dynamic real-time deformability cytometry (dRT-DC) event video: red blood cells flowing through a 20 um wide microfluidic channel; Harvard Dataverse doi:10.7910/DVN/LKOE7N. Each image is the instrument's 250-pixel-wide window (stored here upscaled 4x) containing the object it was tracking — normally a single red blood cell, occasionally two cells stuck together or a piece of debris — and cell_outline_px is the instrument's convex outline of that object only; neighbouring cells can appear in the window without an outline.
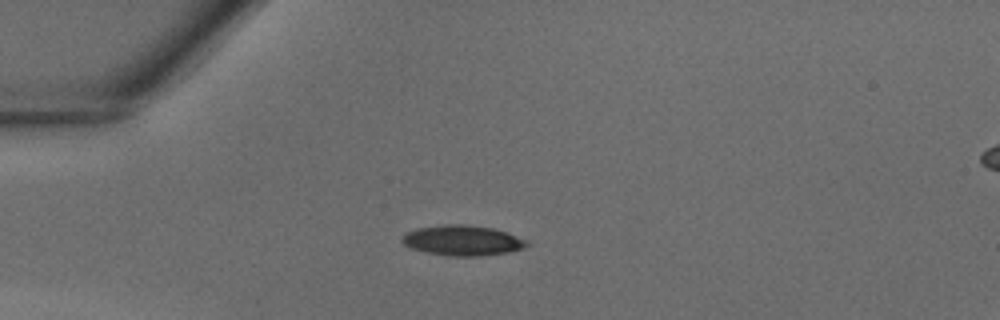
{"species": "common noctule bat (a hibernating species)", "species_latin": "Nyctalus noctula", "temperature_condition": "warm", "stored_images_in_passage": 30, "camera_frame_rate_fps": 3000, "um_per_image_px": 0.085, "animal": {"sex": "male", "body_mass_g": 18.8}, "frame": {"image": 1, "passage_image": 1, "time_ms": 0.0, "image_size_px": [1000, 320], "cell_outline_px": [[528, 244], [524, 248], [508, 252], [484, 256], [452, 256], [428, 252], [412, 248], [404, 244], [400, 240], [400, 236], [416, 228], [444, 224], [464, 224], [492, 228], [508, 232], [528, 240]], "centroid_in_image_um": [39.33, 20.43], "position_along_channel_um": 45.7, "area_um2": 22.08}}
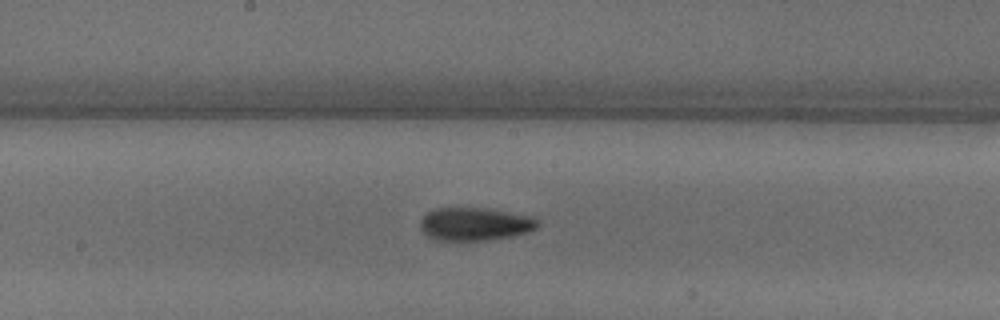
{"frame": {"image": 2, "passage_image": 12, "time_ms": 3.667, "image_size_px": [1000, 320], "cell_outline_px": [[540, 224], [536, 228], [528, 232], [512, 236], [488, 240], [436, 240], [428, 236], [420, 228], [420, 220], [428, 212], [436, 208], [484, 208], [528, 216], [536, 220]], "centroid_in_image_um": [40.33, 19.05], "position_along_channel_um": 207.9, "area_um2": 22.31}}
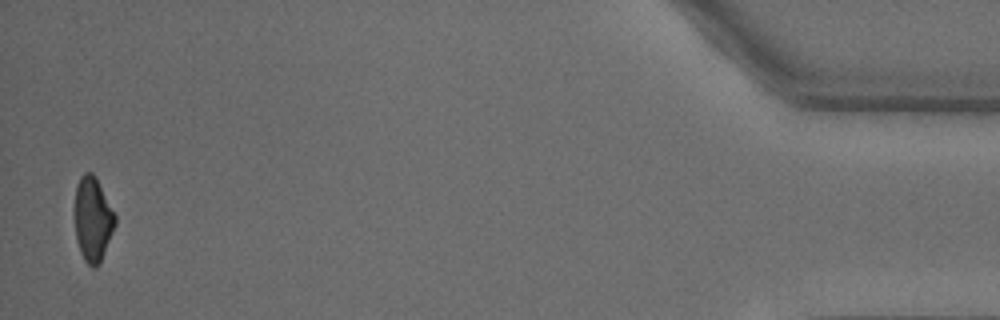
{"frame": {"image": 3, "passage_image": 30, "time_ms": 9.667, "image_size_px": [1000, 320], "cell_outline_px": [[116, 224], [100, 264], [96, 268], [92, 268], [84, 260], [80, 252], [76, 240], [76, 188], [80, 176], [84, 172], [92, 172], [96, 176], [116, 216]], "centroid_in_image_um": [7.91, 18.66], "position_along_channel_um": 427.3, "area_um2": 19.83}}